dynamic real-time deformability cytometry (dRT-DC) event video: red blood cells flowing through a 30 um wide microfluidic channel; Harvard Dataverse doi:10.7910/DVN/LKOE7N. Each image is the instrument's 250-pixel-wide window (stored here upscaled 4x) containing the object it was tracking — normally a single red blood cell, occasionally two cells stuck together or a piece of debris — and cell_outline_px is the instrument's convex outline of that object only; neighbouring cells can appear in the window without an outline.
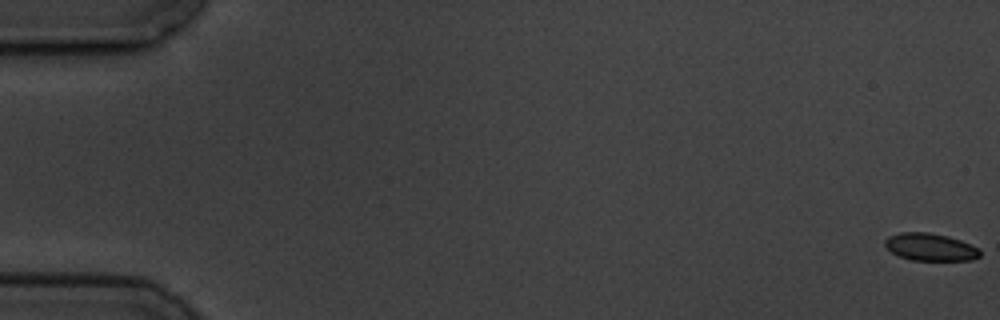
{"species": "common noctule bat (a hibernating species)", "species_latin": "Nyctalus noctula", "temperature_condition": "cold", "stored_images_in_passage": 5, "camera_frame_rate_fps": 3000, "um_per_image_px": 0.085, "animal": {"sex": "male", "body_mass_g": 19.5, "forearm_length_mm": 54.6}, "frame": {"image": 1, "passage_image": 1, "time_ms": 0.0, "image_size_px": [1000, 320], "cell_outline_px": [[980, 256], [972, 260], [912, 260], [900, 256], [892, 252], [884, 244], [884, 240], [888, 236], [900, 232], [928, 232], [948, 236], [960, 240], [980, 248]], "centroid_in_image_um": [79.08, 20.99], "position_along_channel_um": 5.9, "area_um2": 15.2}}
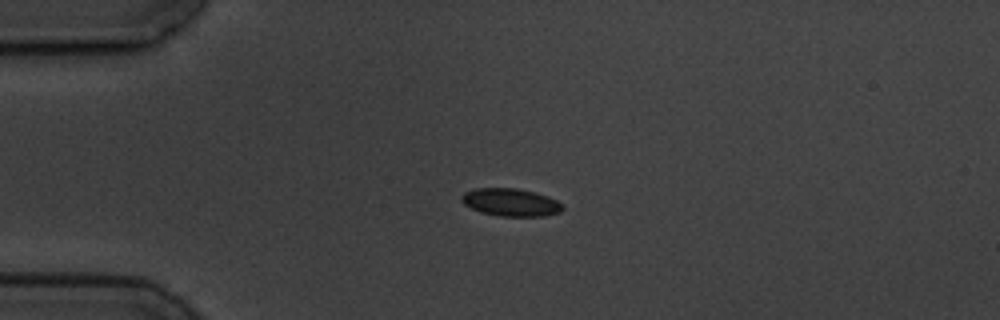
{"frame": {"image": 2, "passage_image": 4, "time_ms": 4.667, "image_size_px": [1000, 320], "cell_outline_px": [[564, 208], [560, 212], [544, 216], [500, 216], [480, 212], [464, 204], [460, 200], [460, 196], [464, 192], [476, 188], [516, 188], [536, 192], [548, 196], [564, 204]], "centroid_in_image_um": [43.42, 17.19], "position_along_channel_um": 41.6, "area_um2": 16.47}}